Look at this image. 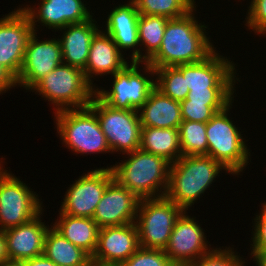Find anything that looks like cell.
<instances>
[{
	"mask_svg": "<svg viewBox=\"0 0 266 266\" xmlns=\"http://www.w3.org/2000/svg\"><path fill=\"white\" fill-rule=\"evenodd\" d=\"M196 9L195 6L186 15L168 20L160 49L147 62L154 69L197 63L216 49L208 36L210 28L197 20Z\"/></svg>",
	"mask_w": 266,
	"mask_h": 266,
	"instance_id": "cell-1",
	"label": "cell"
},
{
	"mask_svg": "<svg viewBox=\"0 0 266 266\" xmlns=\"http://www.w3.org/2000/svg\"><path fill=\"white\" fill-rule=\"evenodd\" d=\"M225 171L219 162L208 155L181 156L170 164L168 187L165 197L184 211L194 209V204ZM221 171V172H220ZM203 195V196H202Z\"/></svg>",
	"mask_w": 266,
	"mask_h": 266,
	"instance_id": "cell-2",
	"label": "cell"
},
{
	"mask_svg": "<svg viewBox=\"0 0 266 266\" xmlns=\"http://www.w3.org/2000/svg\"><path fill=\"white\" fill-rule=\"evenodd\" d=\"M122 158L121 162L109 166L120 185L140 200L165 196L171 164L169 161L141 149L124 154Z\"/></svg>",
	"mask_w": 266,
	"mask_h": 266,
	"instance_id": "cell-3",
	"label": "cell"
},
{
	"mask_svg": "<svg viewBox=\"0 0 266 266\" xmlns=\"http://www.w3.org/2000/svg\"><path fill=\"white\" fill-rule=\"evenodd\" d=\"M233 103L234 100L206 123L207 155L219 162L231 175L239 177L250 165L252 155L247 144L249 140L241 134L244 129L242 131L236 125L237 120L235 122L230 117Z\"/></svg>",
	"mask_w": 266,
	"mask_h": 266,
	"instance_id": "cell-4",
	"label": "cell"
},
{
	"mask_svg": "<svg viewBox=\"0 0 266 266\" xmlns=\"http://www.w3.org/2000/svg\"><path fill=\"white\" fill-rule=\"evenodd\" d=\"M96 88L86 79L83 70L61 64L42 78L29 92L38 94L55 112L87 107ZM48 100V101H47Z\"/></svg>",
	"mask_w": 266,
	"mask_h": 266,
	"instance_id": "cell-5",
	"label": "cell"
},
{
	"mask_svg": "<svg viewBox=\"0 0 266 266\" xmlns=\"http://www.w3.org/2000/svg\"><path fill=\"white\" fill-rule=\"evenodd\" d=\"M53 114L57 137L71 153L82 156L112 154L98 118L88 106L53 111Z\"/></svg>",
	"mask_w": 266,
	"mask_h": 266,
	"instance_id": "cell-6",
	"label": "cell"
},
{
	"mask_svg": "<svg viewBox=\"0 0 266 266\" xmlns=\"http://www.w3.org/2000/svg\"><path fill=\"white\" fill-rule=\"evenodd\" d=\"M111 77L112 88L97 85L95 94L115 109L138 110L155 88V69L145 62L130 61Z\"/></svg>",
	"mask_w": 266,
	"mask_h": 266,
	"instance_id": "cell-7",
	"label": "cell"
},
{
	"mask_svg": "<svg viewBox=\"0 0 266 266\" xmlns=\"http://www.w3.org/2000/svg\"><path fill=\"white\" fill-rule=\"evenodd\" d=\"M183 212L182 208L165 196L141 199L135 221L140 247L164 250L175 222Z\"/></svg>",
	"mask_w": 266,
	"mask_h": 266,
	"instance_id": "cell-8",
	"label": "cell"
},
{
	"mask_svg": "<svg viewBox=\"0 0 266 266\" xmlns=\"http://www.w3.org/2000/svg\"><path fill=\"white\" fill-rule=\"evenodd\" d=\"M88 107L96 114L112 154L140 149L142 126L137 110L115 109L96 94Z\"/></svg>",
	"mask_w": 266,
	"mask_h": 266,
	"instance_id": "cell-9",
	"label": "cell"
},
{
	"mask_svg": "<svg viewBox=\"0 0 266 266\" xmlns=\"http://www.w3.org/2000/svg\"><path fill=\"white\" fill-rule=\"evenodd\" d=\"M6 167L0 172V230L22 225L44 207L42 198Z\"/></svg>",
	"mask_w": 266,
	"mask_h": 266,
	"instance_id": "cell-10",
	"label": "cell"
},
{
	"mask_svg": "<svg viewBox=\"0 0 266 266\" xmlns=\"http://www.w3.org/2000/svg\"><path fill=\"white\" fill-rule=\"evenodd\" d=\"M113 179L108 165L83 173L68 185L59 210L66 215L93 218L97 204Z\"/></svg>",
	"mask_w": 266,
	"mask_h": 266,
	"instance_id": "cell-11",
	"label": "cell"
},
{
	"mask_svg": "<svg viewBox=\"0 0 266 266\" xmlns=\"http://www.w3.org/2000/svg\"><path fill=\"white\" fill-rule=\"evenodd\" d=\"M33 32L28 14L19 6L0 18V65L15 79L18 78L27 42Z\"/></svg>",
	"mask_w": 266,
	"mask_h": 266,
	"instance_id": "cell-12",
	"label": "cell"
},
{
	"mask_svg": "<svg viewBox=\"0 0 266 266\" xmlns=\"http://www.w3.org/2000/svg\"><path fill=\"white\" fill-rule=\"evenodd\" d=\"M232 57L221 55L217 48L203 61L181 64L176 67L186 77L189 90H207V88H237L240 82L237 63ZM236 67V68H235ZM237 80V81H236Z\"/></svg>",
	"mask_w": 266,
	"mask_h": 266,
	"instance_id": "cell-13",
	"label": "cell"
},
{
	"mask_svg": "<svg viewBox=\"0 0 266 266\" xmlns=\"http://www.w3.org/2000/svg\"><path fill=\"white\" fill-rule=\"evenodd\" d=\"M37 34L39 33L33 32L28 39L24 61L16 79L17 88H24L26 92L63 63L58 38L39 39Z\"/></svg>",
	"mask_w": 266,
	"mask_h": 266,
	"instance_id": "cell-14",
	"label": "cell"
},
{
	"mask_svg": "<svg viewBox=\"0 0 266 266\" xmlns=\"http://www.w3.org/2000/svg\"><path fill=\"white\" fill-rule=\"evenodd\" d=\"M24 4L19 7L28 14L33 31L37 33L41 26L58 32L69 24L83 23L95 16L85 0H40L37 5Z\"/></svg>",
	"mask_w": 266,
	"mask_h": 266,
	"instance_id": "cell-15",
	"label": "cell"
},
{
	"mask_svg": "<svg viewBox=\"0 0 266 266\" xmlns=\"http://www.w3.org/2000/svg\"><path fill=\"white\" fill-rule=\"evenodd\" d=\"M139 248L135 222L99 228L97 246L91 262L99 266H119Z\"/></svg>",
	"mask_w": 266,
	"mask_h": 266,
	"instance_id": "cell-16",
	"label": "cell"
},
{
	"mask_svg": "<svg viewBox=\"0 0 266 266\" xmlns=\"http://www.w3.org/2000/svg\"><path fill=\"white\" fill-rule=\"evenodd\" d=\"M188 213L184 211L177 219L164 249L172 262H194L215 247L209 244L197 217Z\"/></svg>",
	"mask_w": 266,
	"mask_h": 266,
	"instance_id": "cell-17",
	"label": "cell"
},
{
	"mask_svg": "<svg viewBox=\"0 0 266 266\" xmlns=\"http://www.w3.org/2000/svg\"><path fill=\"white\" fill-rule=\"evenodd\" d=\"M126 2L124 4L120 3L111 9L101 29L112 38L119 50L126 55V59H130L132 62H140L138 37V19L140 14L132 0H127ZM129 50L132 53L129 52L130 55L125 54Z\"/></svg>",
	"mask_w": 266,
	"mask_h": 266,
	"instance_id": "cell-18",
	"label": "cell"
},
{
	"mask_svg": "<svg viewBox=\"0 0 266 266\" xmlns=\"http://www.w3.org/2000/svg\"><path fill=\"white\" fill-rule=\"evenodd\" d=\"M140 199L113 179L97 204L93 220L99 228L136 221Z\"/></svg>",
	"mask_w": 266,
	"mask_h": 266,
	"instance_id": "cell-19",
	"label": "cell"
},
{
	"mask_svg": "<svg viewBox=\"0 0 266 266\" xmlns=\"http://www.w3.org/2000/svg\"><path fill=\"white\" fill-rule=\"evenodd\" d=\"M43 212L44 209L29 222L3 231L9 262H22L43 254L45 235L50 227L42 221Z\"/></svg>",
	"mask_w": 266,
	"mask_h": 266,
	"instance_id": "cell-20",
	"label": "cell"
},
{
	"mask_svg": "<svg viewBox=\"0 0 266 266\" xmlns=\"http://www.w3.org/2000/svg\"><path fill=\"white\" fill-rule=\"evenodd\" d=\"M129 61V62H128ZM130 60L119 50L112 38L100 29L92 38L88 60L83 70L86 79L96 88L94 79L114 75L121 71Z\"/></svg>",
	"mask_w": 266,
	"mask_h": 266,
	"instance_id": "cell-21",
	"label": "cell"
},
{
	"mask_svg": "<svg viewBox=\"0 0 266 266\" xmlns=\"http://www.w3.org/2000/svg\"><path fill=\"white\" fill-rule=\"evenodd\" d=\"M94 16L83 23L69 24L59 29L58 40L62 49L63 64L84 70L92 38L101 29ZM60 37V38H59Z\"/></svg>",
	"mask_w": 266,
	"mask_h": 266,
	"instance_id": "cell-22",
	"label": "cell"
},
{
	"mask_svg": "<svg viewBox=\"0 0 266 266\" xmlns=\"http://www.w3.org/2000/svg\"><path fill=\"white\" fill-rule=\"evenodd\" d=\"M137 111L141 126L179 129L182 122L180 102L164 95L156 87Z\"/></svg>",
	"mask_w": 266,
	"mask_h": 266,
	"instance_id": "cell-23",
	"label": "cell"
},
{
	"mask_svg": "<svg viewBox=\"0 0 266 266\" xmlns=\"http://www.w3.org/2000/svg\"><path fill=\"white\" fill-rule=\"evenodd\" d=\"M52 226L73 245L93 256L98 240L99 227L93 218L66 215L60 210Z\"/></svg>",
	"mask_w": 266,
	"mask_h": 266,
	"instance_id": "cell-24",
	"label": "cell"
},
{
	"mask_svg": "<svg viewBox=\"0 0 266 266\" xmlns=\"http://www.w3.org/2000/svg\"><path fill=\"white\" fill-rule=\"evenodd\" d=\"M43 254L58 266H92L91 257L73 245L52 224L45 235Z\"/></svg>",
	"mask_w": 266,
	"mask_h": 266,
	"instance_id": "cell-25",
	"label": "cell"
},
{
	"mask_svg": "<svg viewBox=\"0 0 266 266\" xmlns=\"http://www.w3.org/2000/svg\"><path fill=\"white\" fill-rule=\"evenodd\" d=\"M140 149L176 162L182 156L179 129L142 126Z\"/></svg>",
	"mask_w": 266,
	"mask_h": 266,
	"instance_id": "cell-26",
	"label": "cell"
},
{
	"mask_svg": "<svg viewBox=\"0 0 266 266\" xmlns=\"http://www.w3.org/2000/svg\"><path fill=\"white\" fill-rule=\"evenodd\" d=\"M168 20L163 16L140 14L138 19L140 62L147 63L158 52Z\"/></svg>",
	"mask_w": 266,
	"mask_h": 266,
	"instance_id": "cell-27",
	"label": "cell"
},
{
	"mask_svg": "<svg viewBox=\"0 0 266 266\" xmlns=\"http://www.w3.org/2000/svg\"><path fill=\"white\" fill-rule=\"evenodd\" d=\"M139 14L157 15L168 19L186 15L195 6L196 0H132ZM196 3V4H195Z\"/></svg>",
	"mask_w": 266,
	"mask_h": 266,
	"instance_id": "cell-28",
	"label": "cell"
},
{
	"mask_svg": "<svg viewBox=\"0 0 266 266\" xmlns=\"http://www.w3.org/2000/svg\"><path fill=\"white\" fill-rule=\"evenodd\" d=\"M179 138L182 156L207 155L206 123L182 120Z\"/></svg>",
	"mask_w": 266,
	"mask_h": 266,
	"instance_id": "cell-29",
	"label": "cell"
},
{
	"mask_svg": "<svg viewBox=\"0 0 266 266\" xmlns=\"http://www.w3.org/2000/svg\"><path fill=\"white\" fill-rule=\"evenodd\" d=\"M155 87L175 101H183L189 93L186 77L176 66L155 68Z\"/></svg>",
	"mask_w": 266,
	"mask_h": 266,
	"instance_id": "cell-30",
	"label": "cell"
},
{
	"mask_svg": "<svg viewBox=\"0 0 266 266\" xmlns=\"http://www.w3.org/2000/svg\"><path fill=\"white\" fill-rule=\"evenodd\" d=\"M231 246L213 247L193 263L195 266H245L247 258L240 256L238 251H234V245Z\"/></svg>",
	"mask_w": 266,
	"mask_h": 266,
	"instance_id": "cell-31",
	"label": "cell"
},
{
	"mask_svg": "<svg viewBox=\"0 0 266 266\" xmlns=\"http://www.w3.org/2000/svg\"><path fill=\"white\" fill-rule=\"evenodd\" d=\"M235 88H207L189 90L186 99L198 104H230L237 97ZM235 95V96H234Z\"/></svg>",
	"mask_w": 266,
	"mask_h": 266,
	"instance_id": "cell-32",
	"label": "cell"
},
{
	"mask_svg": "<svg viewBox=\"0 0 266 266\" xmlns=\"http://www.w3.org/2000/svg\"><path fill=\"white\" fill-rule=\"evenodd\" d=\"M180 105L182 120L207 123L218 111L229 104H198L185 99L180 102Z\"/></svg>",
	"mask_w": 266,
	"mask_h": 266,
	"instance_id": "cell-33",
	"label": "cell"
},
{
	"mask_svg": "<svg viewBox=\"0 0 266 266\" xmlns=\"http://www.w3.org/2000/svg\"><path fill=\"white\" fill-rule=\"evenodd\" d=\"M172 261L162 249L139 248L119 266H170Z\"/></svg>",
	"mask_w": 266,
	"mask_h": 266,
	"instance_id": "cell-34",
	"label": "cell"
},
{
	"mask_svg": "<svg viewBox=\"0 0 266 266\" xmlns=\"http://www.w3.org/2000/svg\"><path fill=\"white\" fill-rule=\"evenodd\" d=\"M260 212L254 214L252 219V237L250 241V254L266 253V202H262Z\"/></svg>",
	"mask_w": 266,
	"mask_h": 266,
	"instance_id": "cell-35",
	"label": "cell"
},
{
	"mask_svg": "<svg viewBox=\"0 0 266 266\" xmlns=\"http://www.w3.org/2000/svg\"><path fill=\"white\" fill-rule=\"evenodd\" d=\"M245 17L246 30L266 37V0H250Z\"/></svg>",
	"mask_w": 266,
	"mask_h": 266,
	"instance_id": "cell-36",
	"label": "cell"
},
{
	"mask_svg": "<svg viewBox=\"0 0 266 266\" xmlns=\"http://www.w3.org/2000/svg\"><path fill=\"white\" fill-rule=\"evenodd\" d=\"M17 87L16 79L0 65V95L7 93L10 89Z\"/></svg>",
	"mask_w": 266,
	"mask_h": 266,
	"instance_id": "cell-37",
	"label": "cell"
},
{
	"mask_svg": "<svg viewBox=\"0 0 266 266\" xmlns=\"http://www.w3.org/2000/svg\"><path fill=\"white\" fill-rule=\"evenodd\" d=\"M20 263L22 264V266H58L44 254L32 259L22 261Z\"/></svg>",
	"mask_w": 266,
	"mask_h": 266,
	"instance_id": "cell-38",
	"label": "cell"
},
{
	"mask_svg": "<svg viewBox=\"0 0 266 266\" xmlns=\"http://www.w3.org/2000/svg\"><path fill=\"white\" fill-rule=\"evenodd\" d=\"M9 262V258L7 256L6 251V239L4 236V232L0 230V265Z\"/></svg>",
	"mask_w": 266,
	"mask_h": 266,
	"instance_id": "cell-39",
	"label": "cell"
},
{
	"mask_svg": "<svg viewBox=\"0 0 266 266\" xmlns=\"http://www.w3.org/2000/svg\"><path fill=\"white\" fill-rule=\"evenodd\" d=\"M250 258L249 260H252L253 258V263L256 266H266V253H261V254H250Z\"/></svg>",
	"mask_w": 266,
	"mask_h": 266,
	"instance_id": "cell-40",
	"label": "cell"
},
{
	"mask_svg": "<svg viewBox=\"0 0 266 266\" xmlns=\"http://www.w3.org/2000/svg\"><path fill=\"white\" fill-rule=\"evenodd\" d=\"M170 266H195L193 262H172Z\"/></svg>",
	"mask_w": 266,
	"mask_h": 266,
	"instance_id": "cell-41",
	"label": "cell"
},
{
	"mask_svg": "<svg viewBox=\"0 0 266 266\" xmlns=\"http://www.w3.org/2000/svg\"><path fill=\"white\" fill-rule=\"evenodd\" d=\"M0 266H22V264L20 262H7Z\"/></svg>",
	"mask_w": 266,
	"mask_h": 266,
	"instance_id": "cell-42",
	"label": "cell"
},
{
	"mask_svg": "<svg viewBox=\"0 0 266 266\" xmlns=\"http://www.w3.org/2000/svg\"><path fill=\"white\" fill-rule=\"evenodd\" d=\"M3 160H5V158L4 157H1L0 158V172L5 168L4 166V163H6L5 161L3 162Z\"/></svg>",
	"mask_w": 266,
	"mask_h": 266,
	"instance_id": "cell-43",
	"label": "cell"
}]
</instances>
